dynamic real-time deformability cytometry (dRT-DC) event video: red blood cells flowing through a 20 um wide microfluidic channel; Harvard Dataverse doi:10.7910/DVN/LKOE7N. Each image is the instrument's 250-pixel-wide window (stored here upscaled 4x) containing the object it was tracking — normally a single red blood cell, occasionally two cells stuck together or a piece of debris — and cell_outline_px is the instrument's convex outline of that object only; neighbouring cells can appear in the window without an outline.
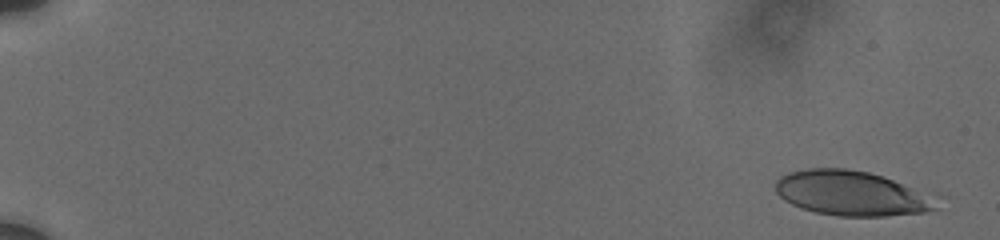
{"species": "human", "species_latin": "Homo sapiens", "temperature_condition": "cold", "stored_images_in_passage": 24, "camera_frame_rate_fps": 3000, "um_per_image_px": 0.085, "donor": {"sex": "male"}, "frame": {"image": 1, "passage_image": 1, "time_ms": 0.0, "image_size_px": [1000, 240], "cell_outline_px": [[936, 208], [924, 212], [884, 216], [836, 216], [816, 212], [800, 208], [784, 200], [776, 192], [776, 180], [780, 176], [792, 172], [808, 168], [844, 168], [868, 172], [892, 180], [908, 188]], "centroid_in_image_um": [72.11, 16.43], "position_along_channel_um": 12.9, "area_um2": 40.17}}
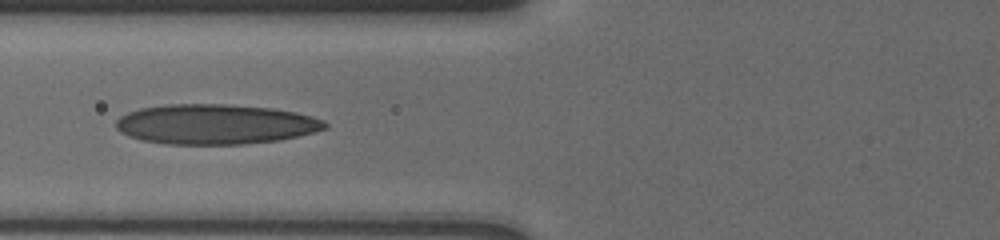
{"frame": {"image": 2, "passage_image": 17, "time_ms": 7.667, "image_size_px": [1000, 240], "cell_outline_px": [[328, 128], [280, 140], [244, 144], [164, 144], [140, 140], [128, 136], [120, 132], [116, 128], [116, 120], [120, 116], [128, 112], [140, 108], [168, 104], [224, 104], [272, 108], [296, 112], [312, 116], [324, 120], [328, 124]], "centroid_in_image_um": [18.29, 10.56], "position_along_channel_um": 107.5, "area_um2": 48.9}}
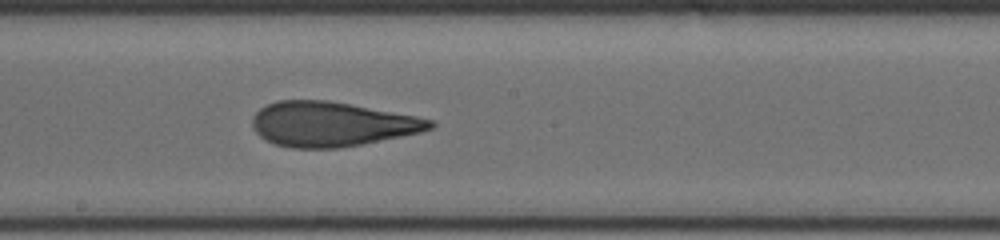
{"frame": {"image": 3, "passage_image": 24, "time_ms": 10.667, "image_size_px": [1000, 240], "cell_outline_px": [[436, 124], [432, 128], [420, 132], [340, 148], [292, 148], [276, 144], [264, 140], [252, 128], [252, 116], [260, 108], [276, 100], [328, 100], [416, 116], [432, 120]], "centroid_in_image_um": [28.14, 10.54], "position_along_channel_um": 220.1, "area_um2": 46.07}}